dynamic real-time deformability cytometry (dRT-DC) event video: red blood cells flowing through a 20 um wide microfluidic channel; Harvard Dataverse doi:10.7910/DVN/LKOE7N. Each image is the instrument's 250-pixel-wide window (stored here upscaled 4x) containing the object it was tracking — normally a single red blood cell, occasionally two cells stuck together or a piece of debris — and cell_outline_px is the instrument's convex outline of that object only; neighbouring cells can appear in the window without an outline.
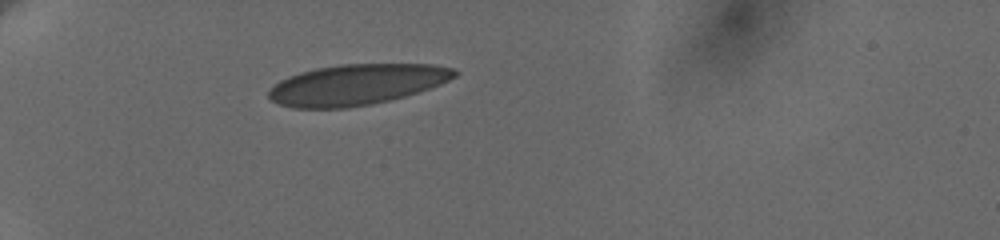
{"species": "human", "species_latin": "Homo sapiens", "temperature_condition": "cold", "stored_images_in_passage": 40, "camera_frame_rate_fps": 3000, "um_per_image_px": 0.085, "donor": {"sex": "female"}, "frame": {"image": 1, "passage_image": 1, "time_ms": 0.0, "image_size_px": [1000, 240], "cell_outline_px": [[460, 72], [456, 76], [440, 84], [404, 96], [372, 104], [344, 108], [296, 108], [280, 104], [272, 100], [268, 96], [268, 92], [280, 80], [288, 76], [300, 72], [316, 68], [340, 64], [432, 64], [452, 68]], "centroid_in_image_um": [30.31, 7.18], "position_along_channel_um": 54.7, "area_um2": 43.75}}
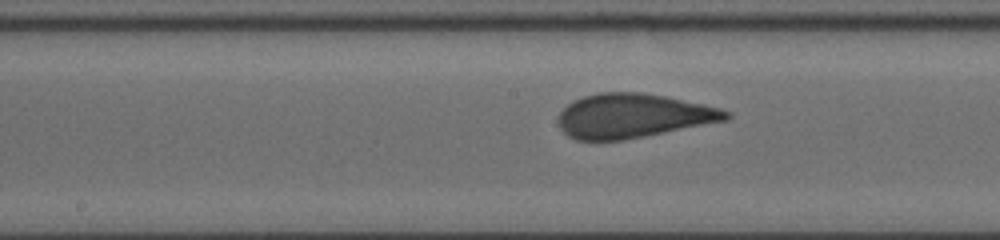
{"frame": {"image": 2, "passage_image": 21, "time_ms": 4.667, "image_size_px": [1000, 240], "cell_outline_px": [[732, 116], [728, 120], [624, 140], [576, 140], [568, 136], [560, 128], [560, 112], [568, 104], [584, 96], [600, 92], [640, 92], [664, 96], [704, 104], [720, 108], [732, 112]], "centroid_in_image_um": [53.85, 9.84], "position_along_channel_um": 194.4, "area_um2": 43.0}}
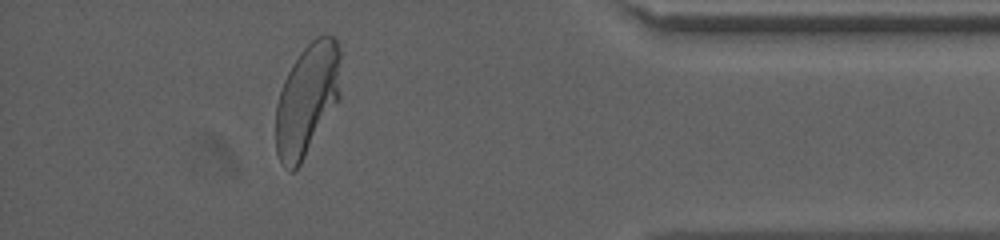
{"frame": {"image": 3, "passage_image": 36, "time_ms": 11.333, "image_size_px": [1000, 240], "cell_outline_px": [[340, 96], [300, 164], [292, 172], [288, 172], [284, 168], [276, 152], [276, 104], [284, 80], [292, 64], [300, 52], [316, 36], [336, 36], [340, 52]], "centroid_in_image_um": [26.09, 8.44], "position_along_channel_um": 409.1, "area_um2": 42.02}, "authors_computed_cell_mechanics": {"area_um2": 43.639, "velocity_mm_per_s": 3.6521, "shape_relaxation_time_tau1_ms": 4.897, "shape_relaxation_time_tau2_ms": null, "deformation_change_tau1": 0.1615, "deformation_change_tau2": null}}